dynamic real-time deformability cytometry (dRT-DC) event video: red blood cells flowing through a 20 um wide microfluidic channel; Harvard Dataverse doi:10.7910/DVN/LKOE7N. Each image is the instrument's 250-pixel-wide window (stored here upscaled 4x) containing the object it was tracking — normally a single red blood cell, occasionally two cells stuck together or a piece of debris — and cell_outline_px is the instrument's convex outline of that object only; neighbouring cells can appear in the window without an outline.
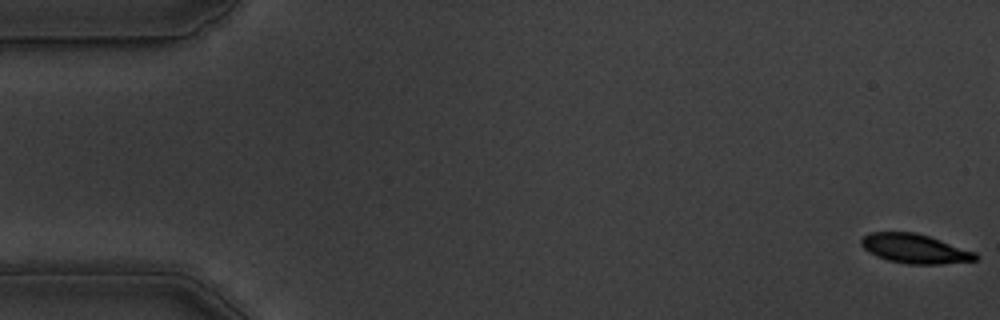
{"species": "common noctule bat (a hibernating species)", "species_latin": "Nyctalus noctula", "temperature_condition": "warm", "stored_images_in_passage": 57, "camera_frame_rate_fps": 3000, "um_per_image_px": 0.085, "animal": {"sex": "male", "body_mass_g": 19.5, "forearm_length_mm": 54.6}, "frame": {"image": 1, "passage_image": 1, "time_ms": 0.0, "image_size_px": [1000, 320], "cell_outline_px": [[980, 256], [976, 260], [940, 264], [908, 264], [888, 260], [876, 256], [868, 252], [860, 244], [860, 240], [868, 232], [916, 232], [976, 252]], "centroid_in_image_um": [77.74, 21.13], "position_along_channel_um": 7.3, "area_um2": 19.54}}
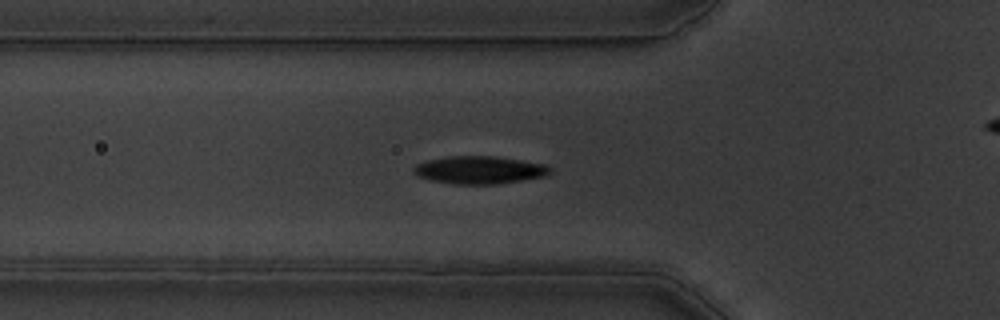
{"frame": {"image": 2, "passage_image": 19, "time_ms": 6.0, "image_size_px": [1000, 320], "cell_outline_px": [[552, 172], [544, 176], [500, 184], [456, 184], [432, 180], [416, 176], [412, 172], [412, 168], [416, 164], [428, 160], [444, 156], [496, 156], [544, 164], [552, 168]], "centroid_in_image_um": [40.73, 14.44], "position_along_channel_um": 85.1, "area_um2": 22.14}}
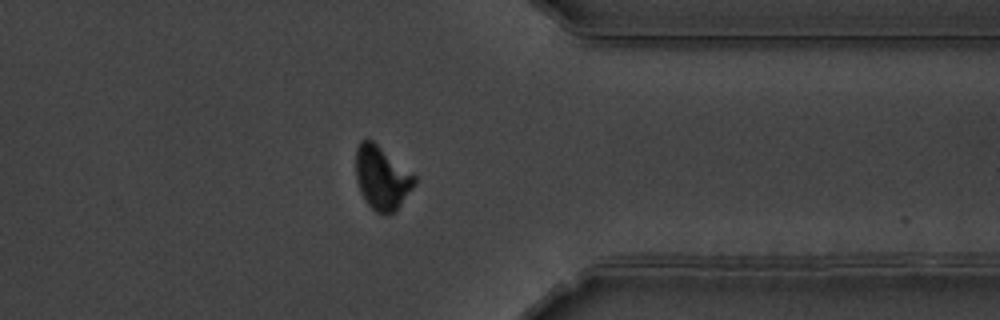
{"frame": {"image": 3, "passage_image": 44, "time_ms": 14.333, "image_size_px": [1000, 320], "cell_outline_px": [[416, 184], [396, 212], [388, 216], [384, 216], [376, 212], [368, 204], [360, 188], [356, 176], [356, 148], [360, 140], [372, 140], [416, 176]], "centroid_in_image_um": [32.49, 15.15], "position_along_channel_um": 378.9, "area_um2": 21.68}, "authors_computed_cell_mechanics": {"area_um2": 21.5594, "velocity_mm_per_s": 3.6239, "shape_relaxation_time_tau1_ms": 2.3436, "shape_relaxation_time_tau2_ms": 3.8567, "deformation_change_tau1": 0.1213, "deformation_change_tau2": 0.0721}}